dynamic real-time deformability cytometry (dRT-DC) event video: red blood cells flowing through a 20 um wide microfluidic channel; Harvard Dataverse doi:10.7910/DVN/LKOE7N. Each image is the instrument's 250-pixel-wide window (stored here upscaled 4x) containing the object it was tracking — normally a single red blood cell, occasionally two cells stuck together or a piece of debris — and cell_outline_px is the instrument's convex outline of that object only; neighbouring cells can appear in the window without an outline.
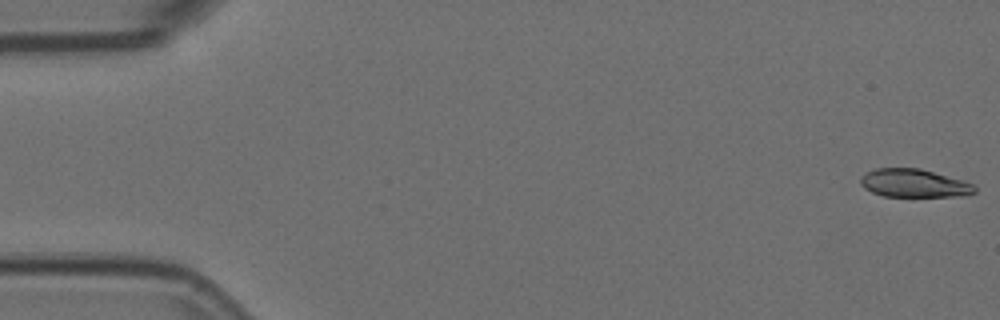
{"species": "Egyptian fruit bat (a non-hibernating species)", "species_latin": "Rousettus aegyptiacus", "temperature_condition": "room temperature", "stored_images_in_passage": 13, "camera_frame_rate_fps": 3000, "um_per_image_px": 0.085, "animal": {"sex": "female"}, "frame": {"image": 1, "passage_image": 1, "time_ms": 0.0, "image_size_px": [1000, 320], "cell_outline_px": [[976, 192], [960, 196], [884, 196], [872, 192], [864, 188], [860, 184], [860, 176], [876, 168], [920, 168], [964, 180], [972, 184], [976, 188]], "centroid_in_image_um": [77.68, 15.57], "position_along_channel_um": 7.3, "area_um2": 18.73}}